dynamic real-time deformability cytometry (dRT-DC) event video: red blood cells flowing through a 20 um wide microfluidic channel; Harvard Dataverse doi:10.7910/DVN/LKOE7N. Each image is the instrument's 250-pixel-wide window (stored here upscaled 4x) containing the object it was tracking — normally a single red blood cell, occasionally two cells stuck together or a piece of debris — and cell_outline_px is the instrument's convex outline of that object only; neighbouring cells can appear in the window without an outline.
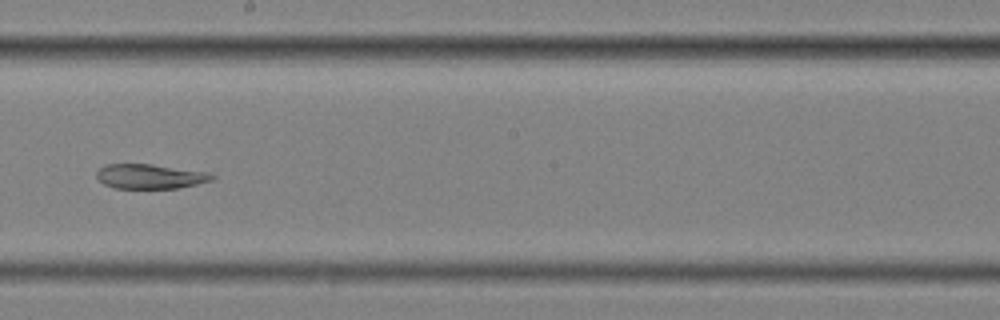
{"species": "common noctule bat (a hibernating species)", "species_latin": "Nyctalus noctula", "temperature_condition": "cold", "stored_images_in_passage": 10, "segment_of_instrument_passage": [2, 2], "camera_frame_rate_fps": 3000, "um_per_image_px": 0.085, "animal": {"sex": "female", "body_mass_g": 25.1}, "frame": {"image": 1, "passage_image": 9, "time_ms": 2.667, "image_size_px": [1000, 320], "cell_outline_px": [[216, 176], [212, 180], [196, 184], [176, 188], [116, 188], [104, 184], [96, 176], [96, 172], [104, 164], [152, 164], [208, 172]], "centroid_in_image_um": [12.75, 14.98], "position_along_channel_um": 235.5, "area_um2": 16.47}}
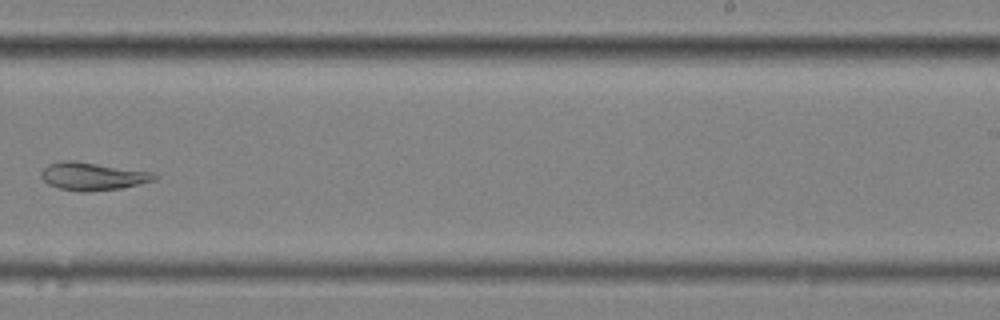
{"frame": {"image": 2, "passage_image": 10, "time_ms": 3.0, "image_size_px": [1000, 320], "cell_outline_px": [[160, 176], [156, 180], [120, 188], [84, 192], [80, 192], [60, 188], [48, 184], [40, 176], [40, 172], [48, 164], [64, 160], [72, 160], [156, 172]], "centroid_in_image_um": [7.91, 14.97], "position_along_channel_um": 281.1, "area_um2": 18.5}}